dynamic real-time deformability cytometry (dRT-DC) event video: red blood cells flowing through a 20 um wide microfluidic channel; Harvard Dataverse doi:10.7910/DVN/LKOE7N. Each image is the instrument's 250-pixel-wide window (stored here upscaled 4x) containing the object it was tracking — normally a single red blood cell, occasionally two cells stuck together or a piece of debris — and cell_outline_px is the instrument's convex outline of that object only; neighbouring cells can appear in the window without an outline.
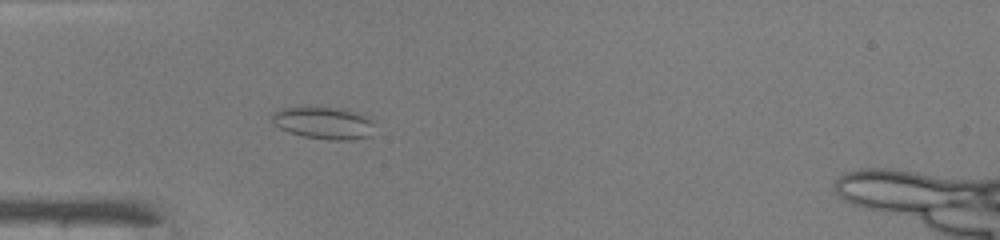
{"species": "common noctule bat (a hibernating species)", "species_latin": "Nyctalus noctula", "temperature_condition": "warm", "stored_images_in_passage": 42, "camera_frame_rate_fps": 3000, "um_per_image_px": 0.085, "animal": {"sex": "male", "body_mass_g": 19.0, "forearm_length_mm": 50.8}, "frame": {"image": 1, "passage_image": 9, "time_ms": 2.667, "image_size_px": [1000, 240], "cell_outline_px": [[376, 124], [372, 136], [352, 140], [328, 140], [304, 136], [288, 132], [272, 124], [272, 112], [284, 108], [344, 108], [368, 116]], "centroid_in_image_um": [27.58, 10.47], "position_along_channel_um": 57.4, "area_um2": 19.48}}
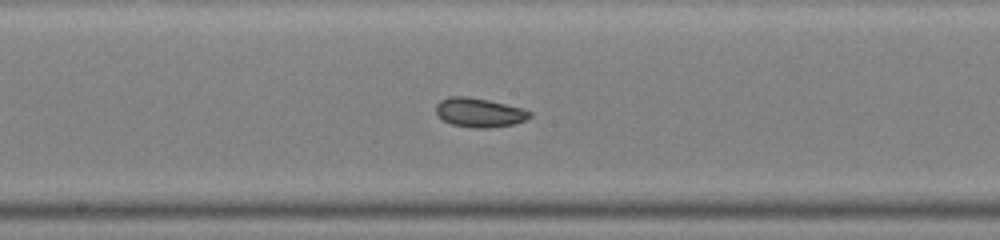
{"frame": {"image": 2, "passage_image": 20, "time_ms": 6.333, "image_size_px": [1000, 240], "cell_outline_px": [[532, 116], [524, 120], [512, 124], [488, 128], [472, 128], [452, 124], [444, 120], [436, 112], [436, 104], [440, 100], [452, 96], [468, 96], [488, 100], [524, 108], [532, 112]], "centroid_in_image_um": [40.76, 9.56], "position_along_channel_um": 207.4, "area_um2": 15.9}}
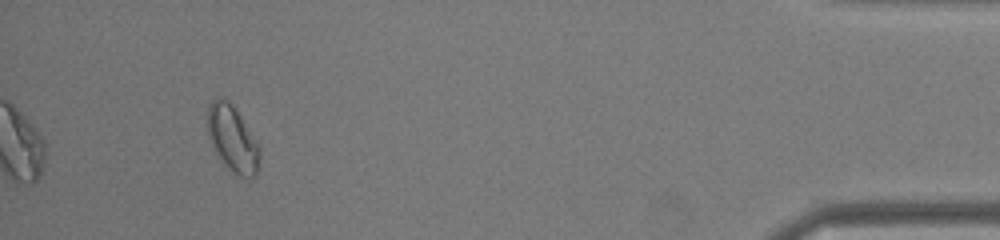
{"frame": {"image": 3, "passage_image": 39, "time_ms": 12.667, "image_size_px": [1000, 240], "cell_outline_px": [[260, 156], [256, 176], [240, 176], [232, 172], [216, 152], [212, 144], [208, 132], [208, 108], [212, 100], [216, 96], [228, 100], [232, 104], [260, 144]], "centroid_in_image_um": [19.79, 11.77], "position_along_channel_um": 415.4, "area_um2": 19.83}, "authors_computed_cell_mechanics": {"area_um2": 16.9643, "velocity_mm_per_s": 4.2481, "shape_relaxation_time_tau1_ms": null, "shape_relaxation_time_tau2_ms": 2.4542, "deformation_change_tau1": null, "deformation_change_tau2": 0.0748}}